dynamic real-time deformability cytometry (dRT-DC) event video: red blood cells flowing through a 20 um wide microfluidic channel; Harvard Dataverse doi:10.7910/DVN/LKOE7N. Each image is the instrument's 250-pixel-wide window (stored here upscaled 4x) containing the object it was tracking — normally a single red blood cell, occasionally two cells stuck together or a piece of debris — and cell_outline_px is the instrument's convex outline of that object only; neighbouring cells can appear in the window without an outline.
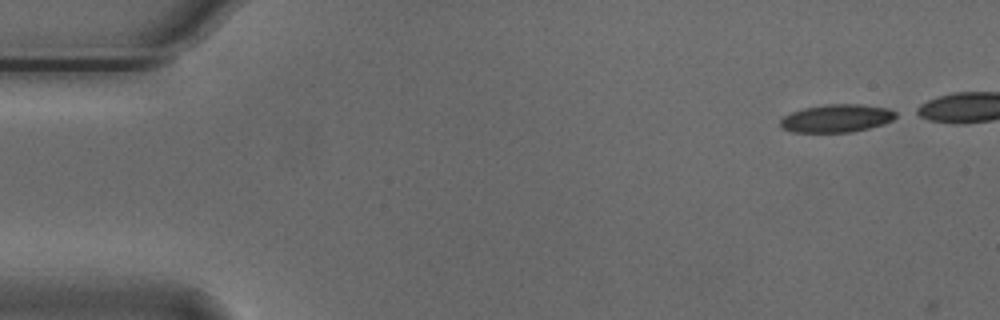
{"species": "Egyptian fruit bat (a non-hibernating species)", "species_latin": "Rousettus aegyptiacus", "temperature_condition": "cold", "stored_images_in_passage": 2, "camera_frame_rate_fps": 3000, "um_per_image_px": 0.085, "animal": {"sex": "male"}, "frame": {"image": 1, "passage_image": 1, "time_ms": 0.0, "image_size_px": [1000, 320], "cell_outline_px": [[896, 116], [892, 120], [884, 124], [852, 132], [792, 132], [780, 128], [780, 120], [784, 116], [792, 112], [804, 108], [828, 104], [860, 104], [888, 108], [896, 112]], "centroid_in_image_um": [71.1, 10.06], "position_along_channel_um": 13.9, "area_um2": 18.79}}